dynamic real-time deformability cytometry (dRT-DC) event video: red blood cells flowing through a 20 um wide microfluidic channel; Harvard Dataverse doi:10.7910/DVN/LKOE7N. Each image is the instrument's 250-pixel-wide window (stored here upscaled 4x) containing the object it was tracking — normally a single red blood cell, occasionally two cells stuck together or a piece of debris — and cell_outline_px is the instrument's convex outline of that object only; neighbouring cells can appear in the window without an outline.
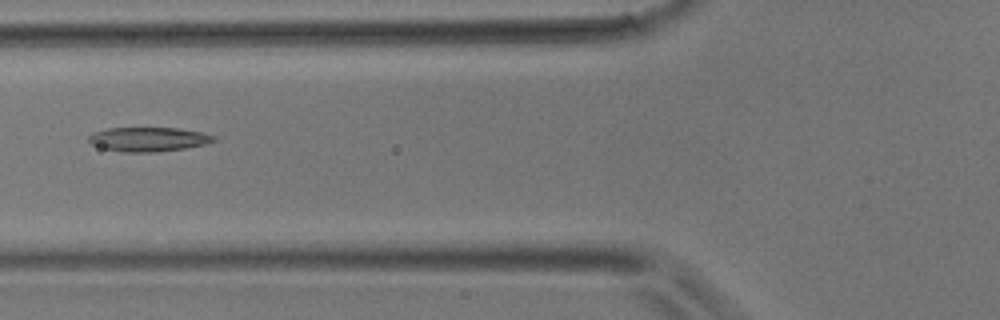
{"species": "common noctule bat (a hibernating species)", "species_latin": "Nyctalus noctula", "temperature_condition": "room temperature", "stored_images_in_passage": 4, "camera_frame_rate_fps": 3000, "um_per_image_px": 0.085, "animal": {"sex": "male", "body_mass_g": 17.9}, "frame": {"image": 1, "passage_image": 4, "time_ms": 3.333, "image_size_px": [1000, 320], "cell_outline_px": [[216, 140], [208, 144], [184, 148], [156, 152], [124, 152], [100, 148], [92, 144], [88, 140], [88, 136], [92, 132], [108, 128], [180, 128], [200, 132], [216, 136]], "centroid_in_image_um": [12.6, 11.84], "position_along_channel_um": 113.2, "area_um2": 17.8}}